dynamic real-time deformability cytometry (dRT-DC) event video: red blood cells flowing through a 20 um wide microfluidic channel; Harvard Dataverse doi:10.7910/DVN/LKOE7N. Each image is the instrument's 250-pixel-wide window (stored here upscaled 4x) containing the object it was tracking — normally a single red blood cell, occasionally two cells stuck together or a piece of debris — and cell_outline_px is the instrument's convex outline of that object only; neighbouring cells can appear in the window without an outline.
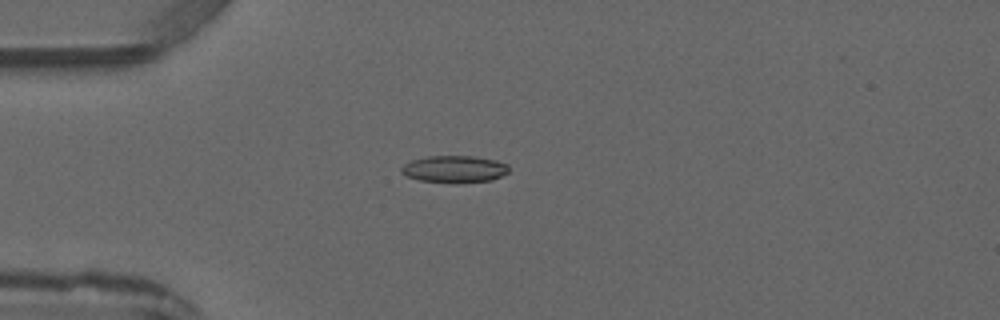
{"species": "common noctule bat (a hibernating species)", "species_latin": "Nyctalus noctula", "temperature_condition": "warm", "stored_images_in_passage": 4, "camera_frame_rate_fps": 3000, "um_per_image_px": 0.085, "animal": {"sex": "male", "forearm_length_mm": 52.5}, "frame": {"image": 1, "passage_image": 3, "time_ms": 2.333, "image_size_px": [1000, 320], "cell_outline_px": [[508, 172], [492, 180], [420, 180], [408, 176], [400, 172], [400, 168], [404, 164], [412, 160], [428, 156], [476, 156], [496, 160], [508, 164]], "centroid_in_image_um": [38.62, 14.31], "position_along_channel_um": 46.4, "area_um2": 16.07}}